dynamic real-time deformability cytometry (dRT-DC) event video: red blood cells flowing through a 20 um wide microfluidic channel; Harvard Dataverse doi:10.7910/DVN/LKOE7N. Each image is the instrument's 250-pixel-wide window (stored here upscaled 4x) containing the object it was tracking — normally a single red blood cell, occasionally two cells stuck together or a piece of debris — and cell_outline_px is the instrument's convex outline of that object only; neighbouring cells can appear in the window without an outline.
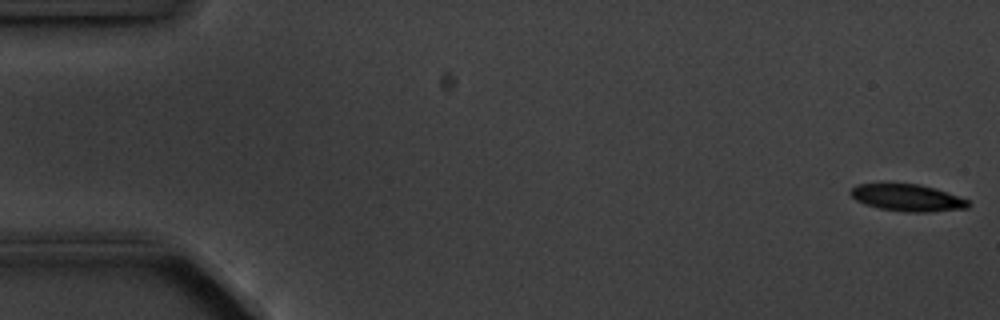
{"species": "common noctule bat (a hibernating species)", "species_latin": "Nyctalus noctula", "temperature_condition": "cold", "stored_images_in_passage": 5, "camera_frame_rate_fps": 3000, "um_per_image_px": 0.085, "animal": {"sex": "male", "body_mass_g": 20.1, "forearm_length_mm": 53.5}, "frame": {"image": 1, "passage_image": 1, "time_ms": 0.0, "image_size_px": [1000, 320], "cell_outline_px": [[972, 204], [968, 208], [932, 212], [904, 212], [880, 208], [864, 204], [856, 200], [848, 192], [856, 184], [916, 184], [932, 188], [968, 200]], "centroid_in_image_um": [77.11, 16.83], "position_along_channel_um": 7.9, "area_um2": 18.26}}